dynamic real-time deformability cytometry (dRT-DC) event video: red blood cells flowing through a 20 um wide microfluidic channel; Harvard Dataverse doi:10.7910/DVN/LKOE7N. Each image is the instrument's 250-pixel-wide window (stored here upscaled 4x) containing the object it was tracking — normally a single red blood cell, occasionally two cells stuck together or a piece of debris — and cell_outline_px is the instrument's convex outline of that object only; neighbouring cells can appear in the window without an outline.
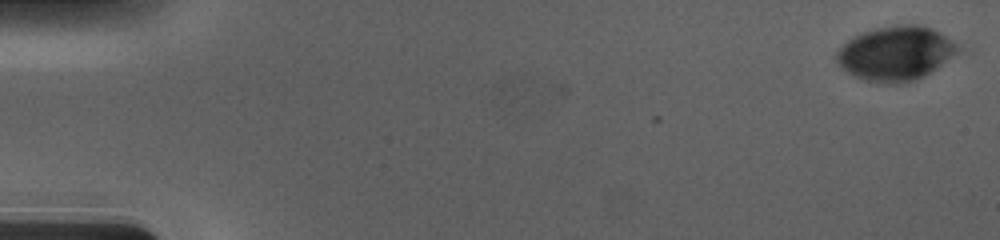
{"species": "human", "species_latin": "Homo sapiens", "temperature_condition": "cold", "stored_images_in_passage": 57, "camera_frame_rate_fps": 3000, "um_per_image_px": 0.085, "donor": {"sex": "male"}, "frame": {"image": 1, "passage_image": 1, "time_ms": 0.0, "image_size_px": [1000, 240], "cell_outline_px": [[960, 48], [956, 52], [936, 68], [924, 76], [904, 84], [888, 84], [868, 80], [856, 76], [848, 72], [836, 60], [836, 52], [852, 36], [876, 28], [896, 24], [916, 24], [932, 28], [956, 44]], "centroid_in_image_um": [76.11, 4.53], "position_along_channel_um": 8.9, "area_um2": 37.8}}
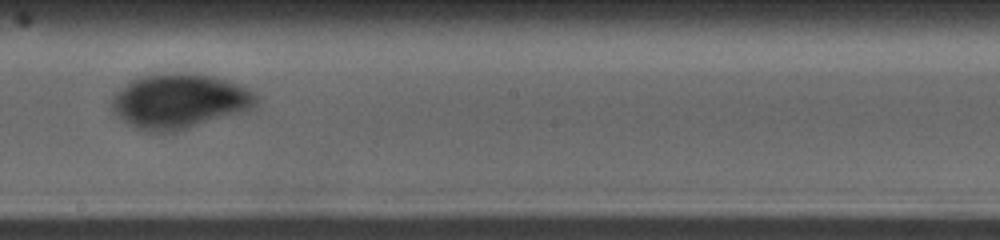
{"frame": {"image": 2, "passage_image": 33, "time_ms": 10.667, "image_size_px": [1000, 240], "cell_outline_px": [[256, 108], [244, 112], [172, 132], [148, 132], [136, 128], [128, 124], [112, 108], [112, 96], [132, 80], [144, 76], [208, 76], [228, 80], [248, 88], [256, 96]], "centroid_in_image_um": [15.29, 8.65], "position_along_channel_um": 232.9, "area_um2": 44.51}}
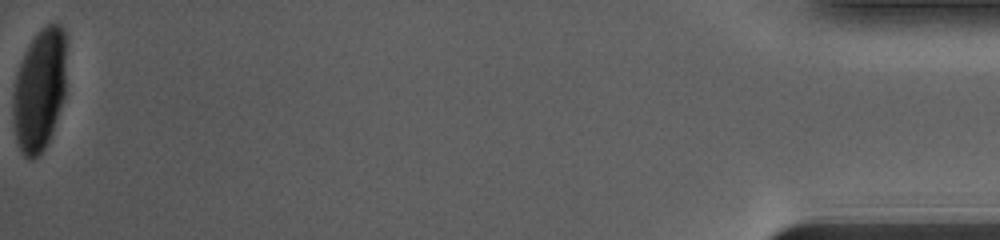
{"frame": {"image": 3, "passage_image": 57, "time_ms": 18.667, "image_size_px": [1000, 240], "cell_outline_px": [[64, 100], [52, 132], [44, 148], [32, 160], [28, 160], [20, 152], [16, 140], [12, 116], [12, 92], [16, 72], [20, 60], [28, 44], [36, 32], [48, 24], [60, 24], [64, 28]], "centroid_in_image_um": [3.3, 7.65], "position_along_channel_um": 431.9, "area_um2": 38.32}, "authors_computed_cell_mechanics": {"area_um2": 41.7316, "velocity_mm_per_s": 3.6909, "shape_relaxation_time_tau1_ms": 6.3554, "shape_relaxation_time_tau2_ms": null, "deformation_change_tau1": 0.1807, "deformation_change_tau2": null}}